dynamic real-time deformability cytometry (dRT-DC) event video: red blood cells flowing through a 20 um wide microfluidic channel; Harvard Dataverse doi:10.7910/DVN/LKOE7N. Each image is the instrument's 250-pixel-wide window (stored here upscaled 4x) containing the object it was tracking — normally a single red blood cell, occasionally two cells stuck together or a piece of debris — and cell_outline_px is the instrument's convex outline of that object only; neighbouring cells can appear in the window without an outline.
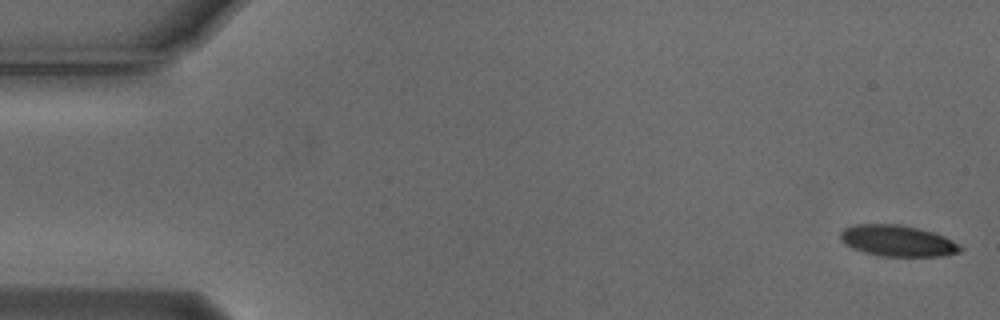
{"species": "Egyptian fruit bat (a non-hibernating species)", "species_latin": "Rousettus aegyptiacus", "temperature_condition": "cold", "stored_images_in_passage": 5, "camera_frame_rate_fps": 3000, "um_per_image_px": 0.085, "animal": {"sex": "male"}, "frame": {"image": 1, "passage_image": 1, "time_ms": 0.0, "image_size_px": [1000, 320], "cell_outline_px": [[964, 248], [960, 252], [944, 256], [880, 256], [864, 252], [852, 248], [844, 244], [840, 240], [840, 232], [844, 228], [856, 224], [896, 224], [920, 228], [944, 236], [960, 244]], "centroid_in_image_um": [76.3, 20.47], "position_along_channel_um": 8.7, "area_um2": 21.96}}
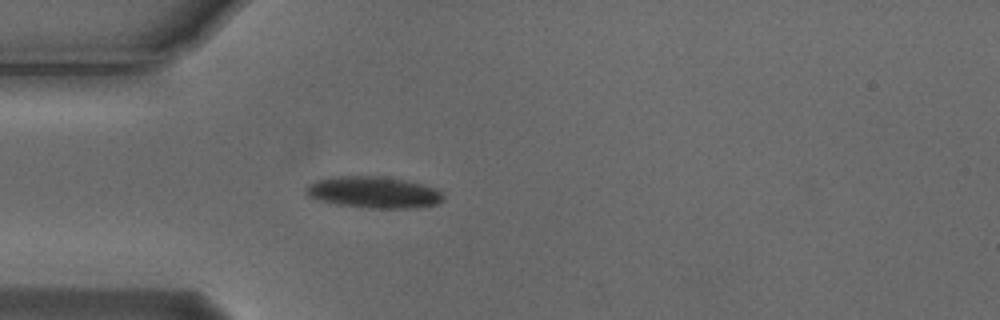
{"frame": {"image": 2, "passage_image": 5, "time_ms": 1.333, "image_size_px": [1000, 320], "cell_outline_px": [[444, 200], [436, 204], [412, 208], [368, 208], [336, 204], [320, 200], [308, 196], [304, 192], [304, 188], [308, 184], [316, 180], [332, 176], [384, 176], [424, 184], [436, 188], [444, 196]], "centroid_in_image_um": [31.74, 16.34], "position_along_channel_um": 53.3, "area_um2": 25.43}}